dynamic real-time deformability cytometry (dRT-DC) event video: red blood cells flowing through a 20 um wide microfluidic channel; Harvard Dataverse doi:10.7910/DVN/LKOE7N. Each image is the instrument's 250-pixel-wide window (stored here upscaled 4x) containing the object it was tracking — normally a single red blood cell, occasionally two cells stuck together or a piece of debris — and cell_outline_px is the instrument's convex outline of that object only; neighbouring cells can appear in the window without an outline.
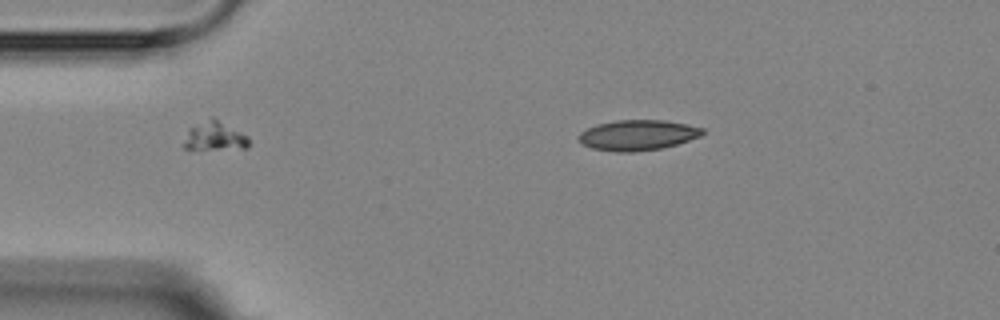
{"species": "Egyptian fruit bat (a non-hibernating species)", "species_latin": "Rousettus aegyptiacus", "temperature_condition": "room temperature", "stored_images_in_passage": 4, "camera_frame_rate_fps": 3000, "um_per_image_px": 0.085, "animal": {"sex": "female"}, "frame": {"image": 1, "passage_image": 2, "time_ms": 1.0, "image_size_px": [1000, 320], "cell_outline_px": [[704, 132], [700, 136], [676, 144], [660, 148], [636, 152], [616, 152], [592, 148], [580, 144], [580, 132], [596, 124], [616, 120], [664, 120], [688, 124], [704, 128]], "centroid_in_image_um": [54.2, 11.48], "position_along_channel_um": 30.8, "area_um2": 21.91}}
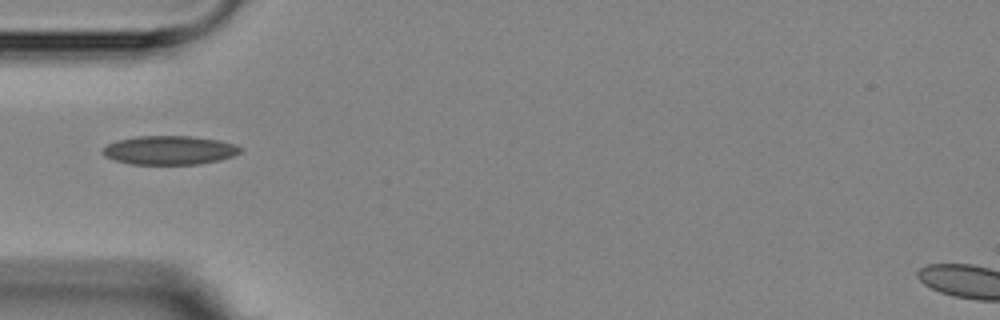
{"frame": {"image": 2, "passage_image": 4, "time_ms": 3.333, "image_size_px": [1000, 320], "cell_outline_px": [[244, 148], [240, 152], [232, 156], [220, 160], [200, 164], [132, 164], [116, 160], [104, 156], [100, 152], [108, 144], [116, 140], [136, 136], [192, 136], [220, 140], [236, 144]], "centroid_in_image_um": [14.43, 12.76], "position_along_channel_um": 70.6, "area_um2": 23.29}}